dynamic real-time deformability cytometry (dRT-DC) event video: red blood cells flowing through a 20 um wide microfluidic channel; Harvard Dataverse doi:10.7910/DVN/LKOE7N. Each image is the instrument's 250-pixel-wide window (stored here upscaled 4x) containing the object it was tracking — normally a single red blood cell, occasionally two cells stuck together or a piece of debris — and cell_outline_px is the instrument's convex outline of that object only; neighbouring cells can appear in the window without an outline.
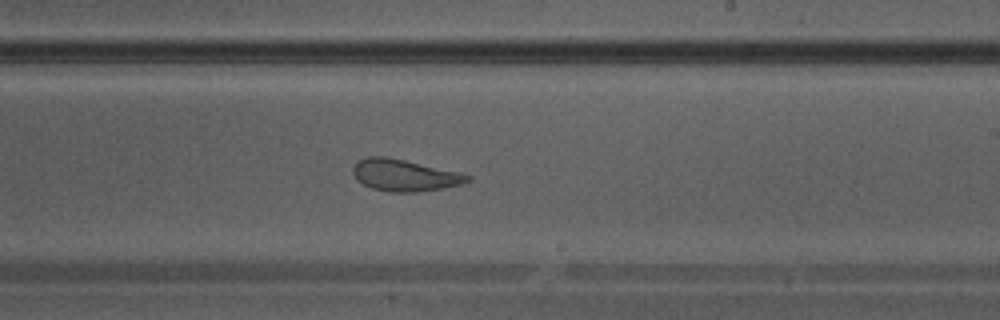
{"species": "Egyptian fruit bat (a non-hibernating species)", "species_latin": "Rousettus aegyptiacus", "temperature_condition": "warm", "stored_images_in_passage": 41, "camera_frame_rate_fps": 3000, "um_per_image_px": 0.085, "animal": {"sex": "male"}, "frame": {"image": 1, "passage_image": 24, "time_ms": 7.667, "image_size_px": [1000, 320], "cell_outline_px": [[472, 180], [460, 184], [440, 188], [416, 192], [392, 192], [372, 188], [356, 180], [352, 172], [352, 168], [360, 160], [368, 156], [384, 156], [404, 160], [460, 172], [472, 176]], "centroid_in_image_um": [34.38, 14.89], "position_along_channel_um": 254.6, "area_um2": 20.98}}